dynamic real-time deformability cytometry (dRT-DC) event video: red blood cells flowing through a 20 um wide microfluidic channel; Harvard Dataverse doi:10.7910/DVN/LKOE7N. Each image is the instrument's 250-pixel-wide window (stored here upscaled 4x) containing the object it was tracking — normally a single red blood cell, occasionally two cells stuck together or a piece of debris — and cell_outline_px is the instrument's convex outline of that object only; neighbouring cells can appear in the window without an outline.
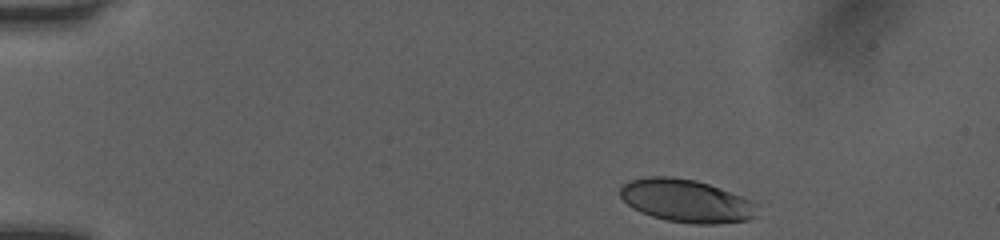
{"species": "human", "species_latin": "Homo sapiens", "temperature_condition": "room temperature", "stored_images_in_passage": 43, "camera_frame_rate_fps": 3000, "um_per_image_px": 0.085, "donor": {"sex": "female"}, "frame": {"image": 1, "passage_image": 1, "time_ms": 0.0, "image_size_px": [1000, 240], "cell_outline_px": [[756, 216], [748, 220], [716, 224], [692, 224], [668, 220], [652, 216], [640, 212], [632, 208], [620, 196], [620, 188], [624, 184], [632, 180], [648, 176], [672, 176], [696, 180], [720, 188], [752, 200]], "centroid_in_image_um": [58.31, 17.07], "position_along_channel_um": 26.7, "area_um2": 34.04}}
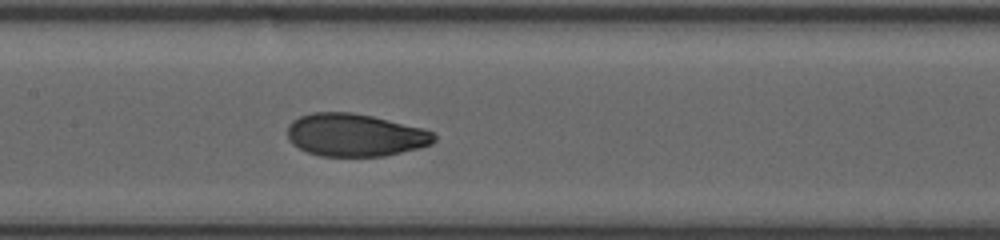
{"frame": {"image": 2, "passage_image": 19, "time_ms": 6.0, "image_size_px": [1000, 240], "cell_outline_px": [[436, 140], [432, 144], [420, 148], [384, 156], [320, 156], [308, 152], [292, 144], [288, 140], [288, 124], [292, 120], [300, 116], [312, 112], [352, 112], [372, 116], [424, 128], [432, 132], [436, 136]], "centroid_in_image_um": [30.18, 11.47], "position_along_channel_um": 177.2, "area_um2": 36.7}}
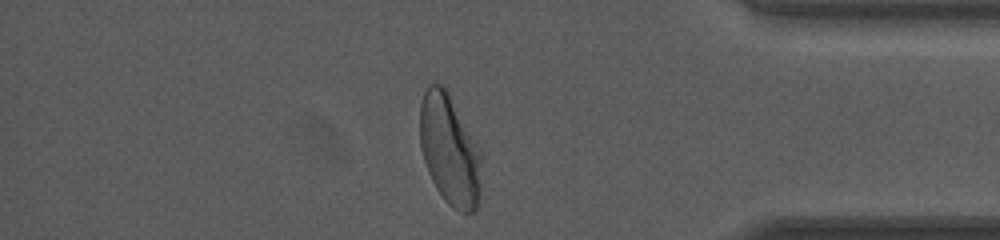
{"frame": {"image": 3, "passage_image": 37, "time_ms": 12.0, "image_size_px": [1000, 240], "cell_outline_px": [[480, 196], [476, 208], [472, 212], [460, 212], [452, 208], [444, 200], [436, 188], [428, 172], [420, 148], [420, 104], [424, 92], [428, 84], [444, 84], [480, 148]], "centroid_in_image_um": [38.21, 12.73], "position_along_channel_um": 397.0, "area_um2": 39.82}, "authors_computed_cell_mechanics": {"area_um2": 36.5874, "velocity_mm_per_s": 4.048, "shape_relaxation_time_tau1_ms": 3.4955, "shape_relaxation_time_tau2_ms": 0.6913, "deformation_change_tau1": 0.1695, "deformation_change_tau2": 0.0489}}